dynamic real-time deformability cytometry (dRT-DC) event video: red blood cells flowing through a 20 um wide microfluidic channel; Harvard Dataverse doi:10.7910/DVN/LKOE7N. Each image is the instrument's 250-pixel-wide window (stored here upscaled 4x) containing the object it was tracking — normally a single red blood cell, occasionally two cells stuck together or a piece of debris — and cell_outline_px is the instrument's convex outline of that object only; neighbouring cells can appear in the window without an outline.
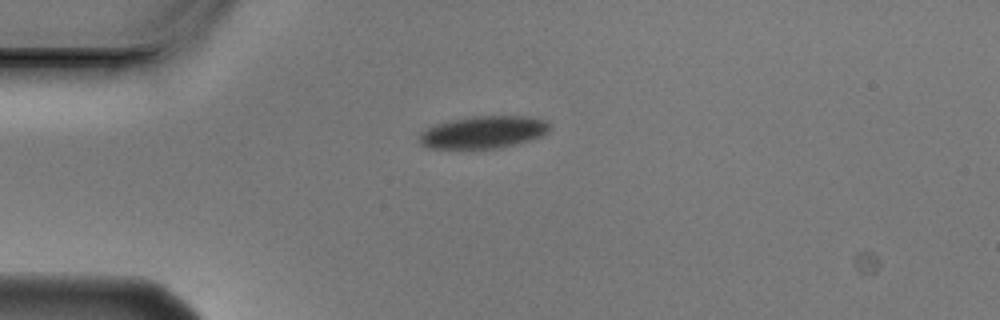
{"species": "Egyptian fruit bat (a non-hibernating species)", "species_latin": "Rousettus aegyptiacus", "temperature_condition": "cold", "stored_images_in_passage": 2, "camera_frame_rate_fps": 3000, "um_per_image_px": 0.085, "animal": {"sex": "male"}, "frame": {"image": 1, "passage_image": 1, "time_ms": 0.0, "image_size_px": [1000, 320], "cell_outline_px": [[548, 132], [540, 136], [528, 140], [496, 148], [428, 148], [420, 144], [420, 132], [436, 124], [452, 120], [472, 116], [528, 116], [544, 120], [548, 124]], "centroid_in_image_um": [41.05, 11.23], "position_along_channel_um": 43.9, "area_um2": 24.1}}